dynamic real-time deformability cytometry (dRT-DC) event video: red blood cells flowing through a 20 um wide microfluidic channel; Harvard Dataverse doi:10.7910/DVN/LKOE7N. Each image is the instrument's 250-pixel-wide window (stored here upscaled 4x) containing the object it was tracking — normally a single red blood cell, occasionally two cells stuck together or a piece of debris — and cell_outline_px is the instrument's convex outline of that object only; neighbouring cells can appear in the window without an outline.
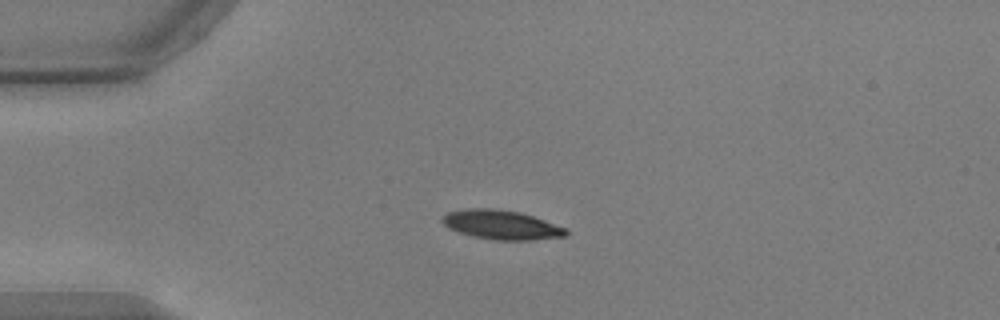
{"species": "common noctule bat (a hibernating species)", "species_latin": "Nyctalus noctula", "temperature_condition": "warm", "stored_images_in_passage": 41, "camera_frame_rate_fps": 3000, "um_per_image_px": 0.085, "animal": {"sex": "male", "body_mass_g": 17.9, "forearm_length_mm": 54.2}, "frame": {"image": 1, "passage_image": 1, "time_ms": 0.0, "image_size_px": [1000, 320], "cell_outline_px": [[568, 236], [532, 240], [496, 240], [472, 236], [448, 228], [440, 220], [448, 212], [468, 208], [492, 208], [520, 212], [568, 228]], "centroid_in_image_um": [42.65, 19.11], "position_along_channel_um": 42.4, "area_um2": 21.1}}
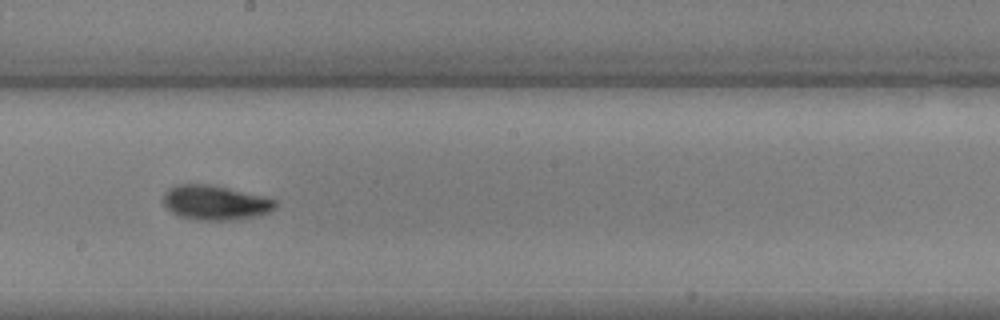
{"frame": {"image": 2, "passage_image": 18, "time_ms": 5.667, "image_size_px": [1000, 320], "cell_outline_px": [[276, 208], [268, 212], [256, 216], [232, 220], [196, 220], [180, 216], [172, 212], [164, 204], [164, 192], [168, 188], [176, 184], [208, 184], [228, 188], [276, 200]], "centroid_in_image_um": [18.26, 17.22], "position_along_channel_um": 229.9, "area_um2": 22.37}}
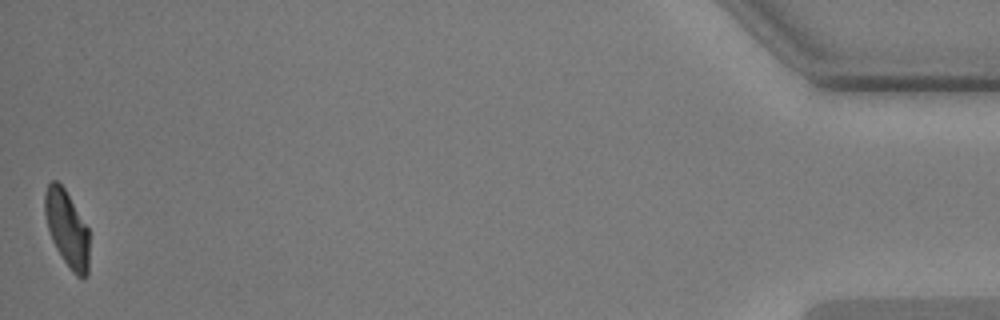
{"frame": {"image": 3, "passage_image": 41, "time_ms": 13.333, "image_size_px": [1000, 320], "cell_outline_px": [[88, 276], [84, 280], [76, 276], [72, 272], [56, 248], [52, 240], [48, 228], [44, 212], [44, 192], [48, 184], [52, 180], [56, 180], [64, 188], [88, 228]], "centroid_in_image_um": [5.69, 19.45], "position_along_channel_um": 429.5, "area_um2": 19.65}, "authors_computed_cell_mechanics": {"area_um2": 21.675, "velocity_mm_per_s": 3.769, "shape_relaxation_time_tau1_ms": 2.8197, "shape_relaxation_time_tau2_ms": 2.3196, "deformation_change_tau1": 0.1482, "deformation_change_tau2": 0.0686}}